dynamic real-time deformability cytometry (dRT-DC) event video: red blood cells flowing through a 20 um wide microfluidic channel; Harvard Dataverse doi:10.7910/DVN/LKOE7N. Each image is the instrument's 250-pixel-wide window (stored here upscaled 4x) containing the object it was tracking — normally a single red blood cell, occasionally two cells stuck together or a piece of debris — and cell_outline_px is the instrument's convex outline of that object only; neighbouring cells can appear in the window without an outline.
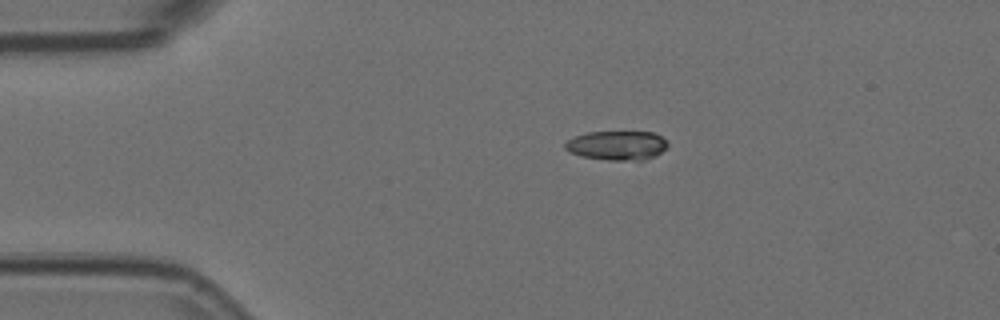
{"species": "Egyptian fruit bat (a non-hibernating species)", "species_latin": "Rousettus aegyptiacus", "temperature_condition": "room temperature", "stored_images_in_passage": 44, "camera_frame_rate_fps": 3000, "um_per_image_px": 0.085, "animal": {"sex": "female"}, "frame": {"image": 1, "passage_image": 1, "time_ms": 0.0, "image_size_px": [1000, 320], "cell_outline_px": [[668, 144], [656, 156], [644, 160], [608, 160], [584, 156], [572, 152], [564, 148], [564, 144], [568, 140], [576, 136], [588, 132], [652, 132], [660, 136]], "centroid_in_image_um": [52.45, 12.36], "position_along_channel_um": 32.6, "area_um2": 17.17}}
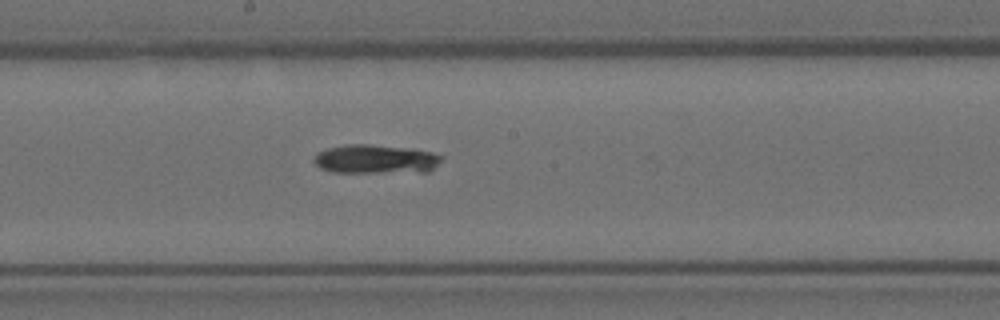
{"frame": {"image": 2, "passage_image": 19, "time_ms": 6.0, "image_size_px": [1000, 320], "cell_outline_px": [[444, 156], [428, 172], [332, 172], [320, 168], [312, 160], [320, 152], [328, 148], [348, 144], [368, 144], [412, 148], [432, 152]], "centroid_in_image_um": [31.94, 13.52], "position_along_channel_um": 216.3, "area_um2": 21.44}}
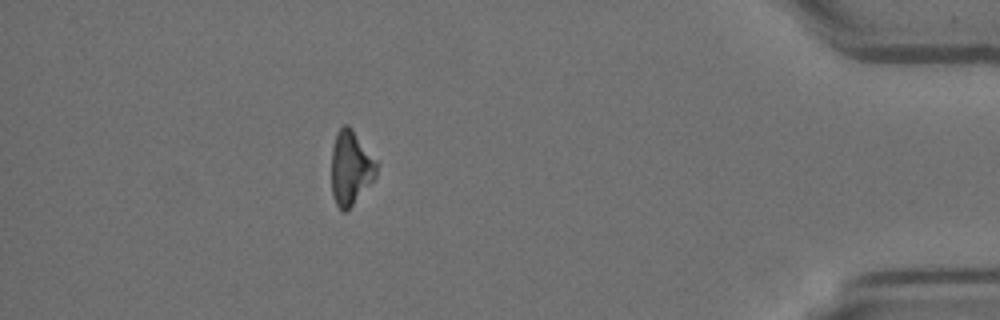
{"frame": {"image": 3, "passage_image": 38, "time_ms": 12.333, "image_size_px": [1000, 320], "cell_outline_px": [[376, 176], [352, 204], [344, 212], [336, 204], [332, 192], [332, 148], [336, 132], [344, 124], [348, 124], [352, 128], [376, 160]], "centroid_in_image_um": [29.79, 14.21], "position_along_channel_um": 405.4, "area_um2": 19.07}}